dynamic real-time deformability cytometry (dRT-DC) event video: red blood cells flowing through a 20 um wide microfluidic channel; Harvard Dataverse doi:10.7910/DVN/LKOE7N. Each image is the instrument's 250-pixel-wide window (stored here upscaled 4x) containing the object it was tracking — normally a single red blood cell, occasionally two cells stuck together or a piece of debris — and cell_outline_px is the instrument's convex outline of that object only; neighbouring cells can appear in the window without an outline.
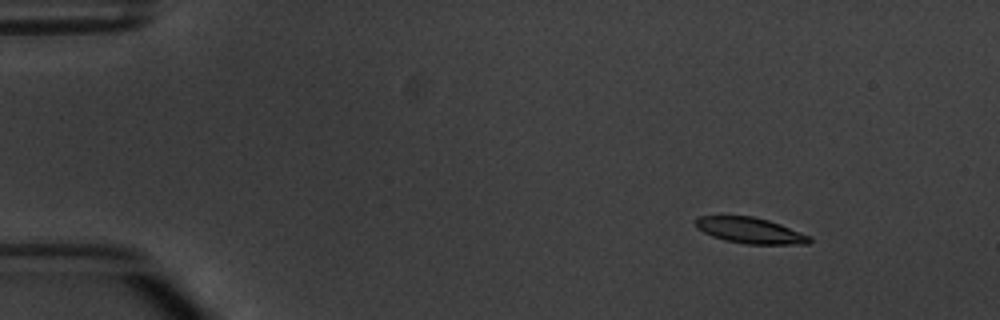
{"species": "common noctule bat (a hibernating species)", "species_latin": "Nyctalus noctula", "temperature_condition": "warm", "stored_images_in_passage": 7, "camera_frame_rate_fps": 3000, "um_per_image_px": 0.085, "animal": {"sex": "male", "body_mass_g": 20.1, "forearm_length_mm": 53.5}, "frame": {"image": 1, "passage_image": 2, "time_ms": 1.333, "image_size_px": [1000, 320], "cell_outline_px": [[812, 240], [808, 244], [744, 244], [724, 240], [712, 236], [696, 228], [692, 224], [700, 216], [752, 216], [768, 220], [780, 224], [812, 236]], "centroid_in_image_um": [63.76, 19.59], "position_along_channel_um": 21.2, "area_um2": 17.28}}
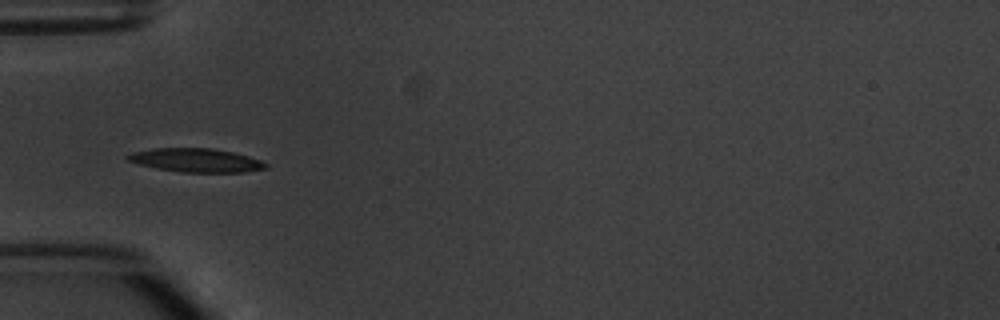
{"frame": {"image": 2, "passage_image": 5, "time_ms": 5.0, "image_size_px": [1000, 320], "cell_outline_px": [[268, 168], [244, 172], [180, 172], [156, 168], [140, 164], [128, 160], [124, 156], [132, 152], [156, 148], [212, 148], [232, 152], [248, 156], [260, 160], [268, 164]], "centroid_in_image_um": [16.67, 13.62], "position_along_channel_um": 68.3, "area_um2": 18.96}}